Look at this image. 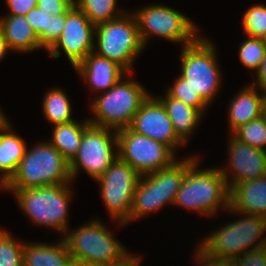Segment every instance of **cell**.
Returning a JSON list of instances; mask_svg holds the SVG:
<instances>
[{
	"mask_svg": "<svg viewBox=\"0 0 266 266\" xmlns=\"http://www.w3.org/2000/svg\"><path fill=\"white\" fill-rule=\"evenodd\" d=\"M239 214L243 215L242 219L215 230L203 239L197 250L208 259L228 263L248 251L266 246V237H262L266 232V218Z\"/></svg>",
	"mask_w": 266,
	"mask_h": 266,
	"instance_id": "obj_1",
	"label": "cell"
},
{
	"mask_svg": "<svg viewBox=\"0 0 266 266\" xmlns=\"http://www.w3.org/2000/svg\"><path fill=\"white\" fill-rule=\"evenodd\" d=\"M71 181L69 162L46 141L26 148L15 174L1 189H28Z\"/></svg>",
	"mask_w": 266,
	"mask_h": 266,
	"instance_id": "obj_2",
	"label": "cell"
},
{
	"mask_svg": "<svg viewBox=\"0 0 266 266\" xmlns=\"http://www.w3.org/2000/svg\"><path fill=\"white\" fill-rule=\"evenodd\" d=\"M196 159L195 155L185 156L167 168L140 176L132 200L130 218L124 226L144 215L158 212L167 204L174 205L185 173Z\"/></svg>",
	"mask_w": 266,
	"mask_h": 266,
	"instance_id": "obj_3",
	"label": "cell"
},
{
	"mask_svg": "<svg viewBox=\"0 0 266 266\" xmlns=\"http://www.w3.org/2000/svg\"><path fill=\"white\" fill-rule=\"evenodd\" d=\"M62 237L75 266L113 265L129 254L127 248L98 219L69 230Z\"/></svg>",
	"mask_w": 266,
	"mask_h": 266,
	"instance_id": "obj_4",
	"label": "cell"
},
{
	"mask_svg": "<svg viewBox=\"0 0 266 266\" xmlns=\"http://www.w3.org/2000/svg\"><path fill=\"white\" fill-rule=\"evenodd\" d=\"M197 158L187 169L174 205L198 213L216 215L219 208L229 207V188L220 168L201 169Z\"/></svg>",
	"mask_w": 266,
	"mask_h": 266,
	"instance_id": "obj_5",
	"label": "cell"
},
{
	"mask_svg": "<svg viewBox=\"0 0 266 266\" xmlns=\"http://www.w3.org/2000/svg\"><path fill=\"white\" fill-rule=\"evenodd\" d=\"M69 184L47 185L28 189H2L11 191L23 213L34 225H42L60 233L68 231V210L72 190Z\"/></svg>",
	"mask_w": 266,
	"mask_h": 266,
	"instance_id": "obj_6",
	"label": "cell"
},
{
	"mask_svg": "<svg viewBox=\"0 0 266 266\" xmlns=\"http://www.w3.org/2000/svg\"><path fill=\"white\" fill-rule=\"evenodd\" d=\"M150 94L140 83L123 77L91 102L94 118L88 120L91 125L116 131L127 128Z\"/></svg>",
	"mask_w": 266,
	"mask_h": 266,
	"instance_id": "obj_7",
	"label": "cell"
},
{
	"mask_svg": "<svg viewBox=\"0 0 266 266\" xmlns=\"http://www.w3.org/2000/svg\"><path fill=\"white\" fill-rule=\"evenodd\" d=\"M94 52L122 66L130 73L135 59L144 46L136 19L132 13H125L113 20L95 26ZM97 48V49H96Z\"/></svg>",
	"mask_w": 266,
	"mask_h": 266,
	"instance_id": "obj_8",
	"label": "cell"
},
{
	"mask_svg": "<svg viewBox=\"0 0 266 266\" xmlns=\"http://www.w3.org/2000/svg\"><path fill=\"white\" fill-rule=\"evenodd\" d=\"M216 47L210 40L199 36L180 53L181 74L190 87L209 105L222 85Z\"/></svg>",
	"mask_w": 266,
	"mask_h": 266,
	"instance_id": "obj_9",
	"label": "cell"
},
{
	"mask_svg": "<svg viewBox=\"0 0 266 266\" xmlns=\"http://www.w3.org/2000/svg\"><path fill=\"white\" fill-rule=\"evenodd\" d=\"M133 15L145 47L153 36L181 43L182 47L192 44L200 36L197 31L199 28L191 19L168 6L147 5Z\"/></svg>",
	"mask_w": 266,
	"mask_h": 266,
	"instance_id": "obj_10",
	"label": "cell"
},
{
	"mask_svg": "<svg viewBox=\"0 0 266 266\" xmlns=\"http://www.w3.org/2000/svg\"><path fill=\"white\" fill-rule=\"evenodd\" d=\"M117 157V131L90 125L84 131L77 154L69 162L71 178L74 180L79 170L83 169L92 179L97 180Z\"/></svg>",
	"mask_w": 266,
	"mask_h": 266,
	"instance_id": "obj_11",
	"label": "cell"
},
{
	"mask_svg": "<svg viewBox=\"0 0 266 266\" xmlns=\"http://www.w3.org/2000/svg\"><path fill=\"white\" fill-rule=\"evenodd\" d=\"M118 157L128 163L141 176L171 166L177 161L176 152L169 146L129 127L117 131Z\"/></svg>",
	"mask_w": 266,
	"mask_h": 266,
	"instance_id": "obj_12",
	"label": "cell"
},
{
	"mask_svg": "<svg viewBox=\"0 0 266 266\" xmlns=\"http://www.w3.org/2000/svg\"><path fill=\"white\" fill-rule=\"evenodd\" d=\"M140 174L117 157L97 180L100 195L112 219L123 226L130 218L132 200Z\"/></svg>",
	"mask_w": 266,
	"mask_h": 266,
	"instance_id": "obj_13",
	"label": "cell"
},
{
	"mask_svg": "<svg viewBox=\"0 0 266 266\" xmlns=\"http://www.w3.org/2000/svg\"><path fill=\"white\" fill-rule=\"evenodd\" d=\"M95 25L73 4L66 11L64 29L59 39L48 50L51 58H58L61 49L75 68L94 51ZM60 49V50H59Z\"/></svg>",
	"mask_w": 266,
	"mask_h": 266,
	"instance_id": "obj_14",
	"label": "cell"
},
{
	"mask_svg": "<svg viewBox=\"0 0 266 266\" xmlns=\"http://www.w3.org/2000/svg\"><path fill=\"white\" fill-rule=\"evenodd\" d=\"M129 128L138 134L164 143L174 152L181 145H186L176 135L172 121L158 96L149 95L134 115Z\"/></svg>",
	"mask_w": 266,
	"mask_h": 266,
	"instance_id": "obj_15",
	"label": "cell"
},
{
	"mask_svg": "<svg viewBox=\"0 0 266 266\" xmlns=\"http://www.w3.org/2000/svg\"><path fill=\"white\" fill-rule=\"evenodd\" d=\"M228 142V170L220 168L228 188L235 183L266 176V150L251 147L236 139L232 134Z\"/></svg>",
	"mask_w": 266,
	"mask_h": 266,
	"instance_id": "obj_16",
	"label": "cell"
},
{
	"mask_svg": "<svg viewBox=\"0 0 266 266\" xmlns=\"http://www.w3.org/2000/svg\"><path fill=\"white\" fill-rule=\"evenodd\" d=\"M74 70L93 91H100V93L108 91L129 74L118 63L100 56L94 51L89 53Z\"/></svg>",
	"mask_w": 266,
	"mask_h": 266,
	"instance_id": "obj_17",
	"label": "cell"
},
{
	"mask_svg": "<svg viewBox=\"0 0 266 266\" xmlns=\"http://www.w3.org/2000/svg\"><path fill=\"white\" fill-rule=\"evenodd\" d=\"M227 210L266 218V176L233 184L229 188Z\"/></svg>",
	"mask_w": 266,
	"mask_h": 266,
	"instance_id": "obj_18",
	"label": "cell"
},
{
	"mask_svg": "<svg viewBox=\"0 0 266 266\" xmlns=\"http://www.w3.org/2000/svg\"><path fill=\"white\" fill-rule=\"evenodd\" d=\"M0 28L10 51L24 53L43 49L38 35L24 15L0 17Z\"/></svg>",
	"mask_w": 266,
	"mask_h": 266,
	"instance_id": "obj_19",
	"label": "cell"
},
{
	"mask_svg": "<svg viewBox=\"0 0 266 266\" xmlns=\"http://www.w3.org/2000/svg\"><path fill=\"white\" fill-rule=\"evenodd\" d=\"M11 128L9 120L0 126V189L15 174L27 148L25 141Z\"/></svg>",
	"mask_w": 266,
	"mask_h": 266,
	"instance_id": "obj_20",
	"label": "cell"
},
{
	"mask_svg": "<svg viewBox=\"0 0 266 266\" xmlns=\"http://www.w3.org/2000/svg\"><path fill=\"white\" fill-rule=\"evenodd\" d=\"M23 260L24 266H75L62 238L55 245L24 242Z\"/></svg>",
	"mask_w": 266,
	"mask_h": 266,
	"instance_id": "obj_21",
	"label": "cell"
},
{
	"mask_svg": "<svg viewBox=\"0 0 266 266\" xmlns=\"http://www.w3.org/2000/svg\"><path fill=\"white\" fill-rule=\"evenodd\" d=\"M258 90L253 84L248 85L231 100L227 116L230 132L263 115L262 96Z\"/></svg>",
	"mask_w": 266,
	"mask_h": 266,
	"instance_id": "obj_22",
	"label": "cell"
},
{
	"mask_svg": "<svg viewBox=\"0 0 266 266\" xmlns=\"http://www.w3.org/2000/svg\"><path fill=\"white\" fill-rule=\"evenodd\" d=\"M164 105L168 117L171 119L176 135L185 143L198 127L202 113L185 102L170 97L166 92L164 97L158 98Z\"/></svg>",
	"mask_w": 266,
	"mask_h": 266,
	"instance_id": "obj_23",
	"label": "cell"
},
{
	"mask_svg": "<svg viewBox=\"0 0 266 266\" xmlns=\"http://www.w3.org/2000/svg\"><path fill=\"white\" fill-rule=\"evenodd\" d=\"M91 125L86 118L83 122L74 120L53 127V134L49 142L70 162L77 154L84 131Z\"/></svg>",
	"mask_w": 266,
	"mask_h": 266,
	"instance_id": "obj_24",
	"label": "cell"
},
{
	"mask_svg": "<svg viewBox=\"0 0 266 266\" xmlns=\"http://www.w3.org/2000/svg\"><path fill=\"white\" fill-rule=\"evenodd\" d=\"M42 110L48 122L54 125L74 121L71 117V103L62 89L51 88L47 91L42 101Z\"/></svg>",
	"mask_w": 266,
	"mask_h": 266,
	"instance_id": "obj_25",
	"label": "cell"
},
{
	"mask_svg": "<svg viewBox=\"0 0 266 266\" xmlns=\"http://www.w3.org/2000/svg\"><path fill=\"white\" fill-rule=\"evenodd\" d=\"M74 4L95 26L116 19L125 13L121 10L117 11V0H74Z\"/></svg>",
	"mask_w": 266,
	"mask_h": 266,
	"instance_id": "obj_26",
	"label": "cell"
},
{
	"mask_svg": "<svg viewBox=\"0 0 266 266\" xmlns=\"http://www.w3.org/2000/svg\"><path fill=\"white\" fill-rule=\"evenodd\" d=\"M236 139L251 147L266 150V116L253 119L231 133Z\"/></svg>",
	"mask_w": 266,
	"mask_h": 266,
	"instance_id": "obj_27",
	"label": "cell"
},
{
	"mask_svg": "<svg viewBox=\"0 0 266 266\" xmlns=\"http://www.w3.org/2000/svg\"><path fill=\"white\" fill-rule=\"evenodd\" d=\"M266 53V40L249 37L239 46L238 57L248 69L256 71L260 68Z\"/></svg>",
	"mask_w": 266,
	"mask_h": 266,
	"instance_id": "obj_28",
	"label": "cell"
},
{
	"mask_svg": "<svg viewBox=\"0 0 266 266\" xmlns=\"http://www.w3.org/2000/svg\"><path fill=\"white\" fill-rule=\"evenodd\" d=\"M5 229H0V266H24V242H19Z\"/></svg>",
	"mask_w": 266,
	"mask_h": 266,
	"instance_id": "obj_29",
	"label": "cell"
},
{
	"mask_svg": "<svg viewBox=\"0 0 266 266\" xmlns=\"http://www.w3.org/2000/svg\"><path fill=\"white\" fill-rule=\"evenodd\" d=\"M242 24L248 37L266 39V6L250 7L243 15Z\"/></svg>",
	"mask_w": 266,
	"mask_h": 266,
	"instance_id": "obj_30",
	"label": "cell"
},
{
	"mask_svg": "<svg viewBox=\"0 0 266 266\" xmlns=\"http://www.w3.org/2000/svg\"><path fill=\"white\" fill-rule=\"evenodd\" d=\"M166 93L172 97L179 99L186 104L198 109L202 114L206 111L209 105L201 98V96L194 91L188 81L181 77H177L172 87L167 88Z\"/></svg>",
	"mask_w": 266,
	"mask_h": 266,
	"instance_id": "obj_31",
	"label": "cell"
},
{
	"mask_svg": "<svg viewBox=\"0 0 266 266\" xmlns=\"http://www.w3.org/2000/svg\"><path fill=\"white\" fill-rule=\"evenodd\" d=\"M48 15L45 11L40 10L37 6L32 8L25 16L27 22L34 29L39 37L41 46L47 50V23Z\"/></svg>",
	"mask_w": 266,
	"mask_h": 266,
	"instance_id": "obj_32",
	"label": "cell"
},
{
	"mask_svg": "<svg viewBox=\"0 0 266 266\" xmlns=\"http://www.w3.org/2000/svg\"><path fill=\"white\" fill-rule=\"evenodd\" d=\"M227 264L229 266H266V246L248 251Z\"/></svg>",
	"mask_w": 266,
	"mask_h": 266,
	"instance_id": "obj_33",
	"label": "cell"
},
{
	"mask_svg": "<svg viewBox=\"0 0 266 266\" xmlns=\"http://www.w3.org/2000/svg\"><path fill=\"white\" fill-rule=\"evenodd\" d=\"M66 20V12L62 15H48L47 23V52L54 45V43L59 39Z\"/></svg>",
	"mask_w": 266,
	"mask_h": 266,
	"instance_id": "obj_34",
	"label": "cell"
},
{
	"mask_svg": "<svg viewBox=\"0 0 266 266\" xmlns=\"http://www.w3.org/2000/svg\"><path fill=\"white\" fill-rule=\"evenodd\" d=\"M74 0H38L37 7L53 16L64 14L72 5Z\"/></svg>",
	"mask_w": 266,
	"mask_h": 266,
	"instance_id": "obj_35",
	"label": "cell"
},
{
	"mask_svg": "<svg viewBox=\"0 0 266 266\" xmlns=\"http://www.w3.org/2000/svg\"><path fill=\"white\" fill-rule=\"evenodd\" d=\"M38 0H6L9 14L7 15H26L32 8L37 6Z\"/></svg>",
	"mask_w": 266,
	"mask_h": 266,
	"instance_id": "obj_36",
	"label": "cell"
},
{
	"mask_svg": "<svg viewBox=\"0 0 266 266\" xmlns=\"http://www.w3.org/2000/svg\"><path fill=\"white\" fill-rule=\"evenodd\" d=\"M256 80L253 81V85L257 86L259 90H266V53L261 63L260 68L256 71Z\"/></svg>",
	"mask_w": 266,
	"mask_h": 266,
	"instance_id": "obj_37",
	"label": "cell"
},
{
	"mask_svg": "<svg viewBox=\"0 0 266 266\" xmlns=\"http://www.w3.org/2000/svg\"><path fill=\"white\" fill-rule=\"evenodd\" d=\"M197 260V263L199 262V266H229L225 262H219V261H214L211 259L206 258L200 251L196 250L195 256Z\"/></svg>",
	"mask_w": 266,
	"mask_h": 266,
	"instance_id": "obj_38",
	"label": "cell"
},
{
	"mask_svg": "<svg viewBox=\"0 0 266 266\" xmlns=\"http://www.w3.org/2000/svg\"><path fill=\"white\" fill-rule=\"evenodd\" d=\"M141 260V257H138V255L128 254L120 262L107 266H139Z\"/></svg>",
	"mask_w": 266,
	"mask_h": 266,
	"instance_id": "obj_39",
	"label": "cell"
},
{
	"mask_svg": "<svg viewBox=\"0 0 266 266\" xmlns=\"http://www.w3.org/2000/svg\"><path fill=\"white\" fill-rule=\"evenodd\" d=\"M10 50L8 49V46L6 44V40L4 38V34L2 29L0 28V61L6 57L5 55L8 54Z\"/></svg>",
	"mask_w": 266,
	"mask_h": 266,
	"instance_id": "obj_40",
	"label": "cell"
},
{
	"mask_svg": "<svg viewBox=\"0 0 266 266\" xmlns=\"http://www.w3.org/2000/svg\"><path fill=\"white\" fill-rule=\"evenodd\" d=\"M262 96V112L266 116V90H260Z\"/></svg>",
	"mask_w": 266,
	"mask_h": 266,
	"instance_id": "obj_41",
	"label": "cell"
},
{
	"mask_svg": "<svg viewBox=\"0 0 266 266\" xmlns=\"http://www.w3.org/2000/svg\"><path fill=\"white\" fill-rule=\"evenodd\" d=\"M7 120H8L7 117H5L2 110H0V126H2Z\"/></svg>",
	"mask_w": 266,
	"mask_h": 266,
	"instance_id": "obj_42",
	"label": "cell"
}]
</instances>
